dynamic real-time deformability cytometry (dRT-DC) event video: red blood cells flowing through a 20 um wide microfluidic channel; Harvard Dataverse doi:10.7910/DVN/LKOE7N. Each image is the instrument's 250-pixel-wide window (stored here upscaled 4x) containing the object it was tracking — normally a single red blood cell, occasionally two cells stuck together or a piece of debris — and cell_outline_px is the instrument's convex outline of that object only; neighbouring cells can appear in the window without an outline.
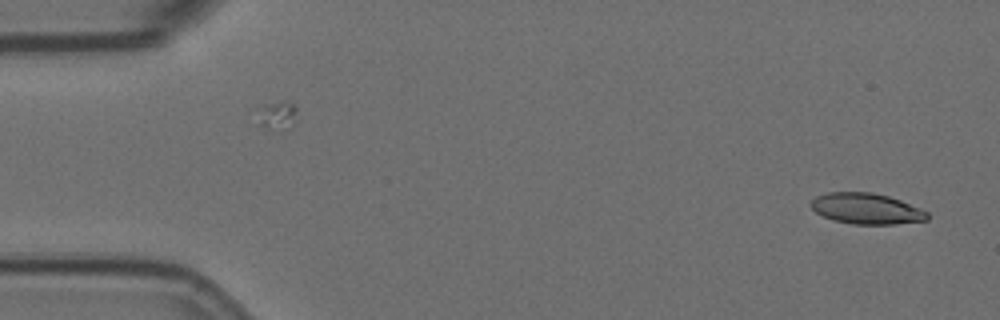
{"species": "Egyptian fruit bat (a non-hibernating species)", "species_latin": "Rousettus aegyptiacus", "temperature_condition": "room temperature", "stored_images_in_passage": 3, "segment_of_instrument_passage": [2, 2], "camera_frame_rate_fps": 3000, "um_per_image_px": 0.085, "animal": {"sex": "female"}, "frame": {"image": 1, "passage_image": 3, "time_ms": 0.667, "image_size_px": [1000, 320], "cell_outline_px": [[928, 220], [892, 224], [852, 224], [836, 220], [824, 216], [816, 212], [808, 204], [816, 196], [828, 192], [872, 192], [888, 196], [900, 200], [920, 208], [928, 212]], "centroid_in_image_um": [73.64, 17.72], "position_along_channel_um": 11.4, "area_um2": 20.81}}